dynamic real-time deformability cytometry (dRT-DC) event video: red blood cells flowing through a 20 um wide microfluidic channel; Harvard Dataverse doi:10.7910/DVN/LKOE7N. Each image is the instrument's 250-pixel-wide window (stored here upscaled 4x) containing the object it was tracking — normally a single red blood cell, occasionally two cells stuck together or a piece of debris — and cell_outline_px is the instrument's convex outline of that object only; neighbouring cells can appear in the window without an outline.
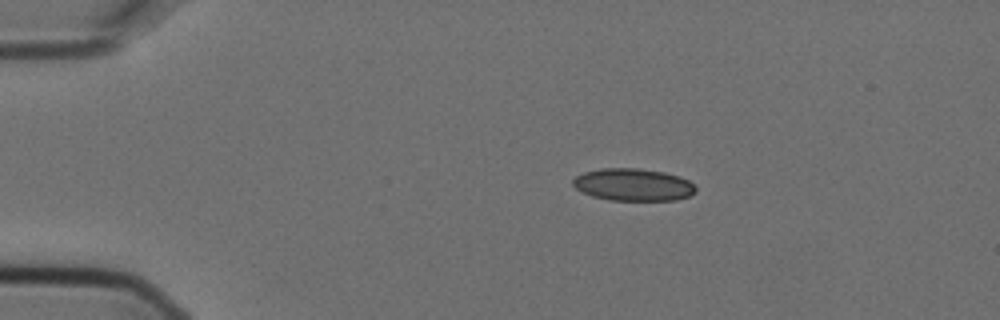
{"species": "Egyptian fruit bat (a non-hibernating species)", "species_latin": "Rousettus aegyptiacus", "temperature_condition": "cold", "stored_images_in_passage": 3, "camera_frame_rate_fps": 3000, "um_per_image_px": 0.085, "animal": {"sex": "female"}, "frame": {"image": 1, "passage_image": 1, "time_ms": 0.0, "image_size_px": [1000, 320], "cell_outline_px": [[696, 192], [688, 196], [676, 200], [608, 200], [592, 196], [576, 188], [572, 184], [572, 180], [576, 176], [584, 172], [600, 168], [636, 168], [664, 172], [680, 176], [688, 180], [696, 188]], "centroid_in_image_um": [53.81, 15.69], "position_along_channel_um": 31.2, "area_um2": 23.12}}